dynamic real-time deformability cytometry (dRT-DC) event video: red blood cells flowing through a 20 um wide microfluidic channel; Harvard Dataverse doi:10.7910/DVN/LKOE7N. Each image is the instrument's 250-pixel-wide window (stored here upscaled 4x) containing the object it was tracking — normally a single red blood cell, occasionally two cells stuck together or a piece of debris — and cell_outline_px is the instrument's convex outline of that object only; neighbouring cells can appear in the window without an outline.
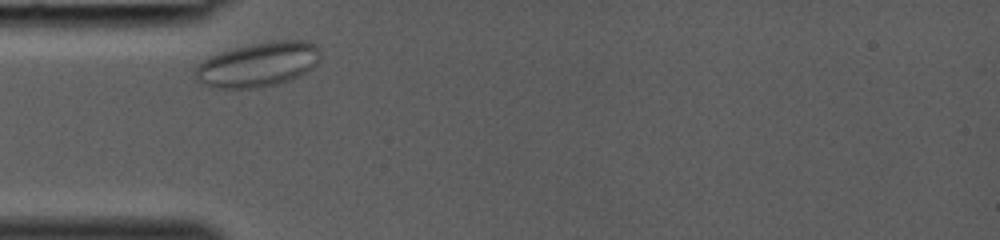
{"species": "common noctule bat (a hibernating species)", "species_latin": "Nyctalus noctula", "temperature_condition": "room temperature", "stored_images_in_passage": 5, "camera_frame_rate_fps": 3000, "um_per_image_px": 0.085, "animal": {"sex": "female", "body_mass_g": 19.0, "forearm_length_mm": 53.3}, "frame": {"image": 1, "passage_image": 1, "time_ms": 0.0, "image_size_px": [1000, 240], "cell_outline_px": [[320, 56], [316, 64], [312, 68], [288, 80], [276, 84], [256, 88], [212, 88], [200, 84], [196, 80], [196, 64], [208, 56], [220, 52], [236, 48], [256, 44], [280, 40], [308, 40], [316, 44], [320, 48]], "centroid_in_image_um": [21.91, 5.49], "position_along_channel_um": 63.1, "area_um2": 32.37}}
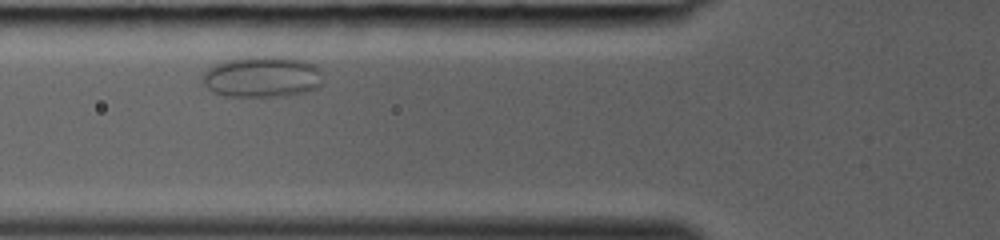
{"frame": {"image": 2, "passage_image": 2, "time_ms": 0.333, "image_size_px": [1000, 240], "cell_outline_px": [[320, 88], [308, 92], [288, 96], [224, 96], [212, 92], [200, 80], [204, 72], [208, 68], [216, 64], [228, 60], [252, 56], [284, 56], [304, 60], [320, 68]], "centroid_in_image_um": [22.29, 6.53], "position_along_channel_um": 103.5, "area_um2": 29.19}}
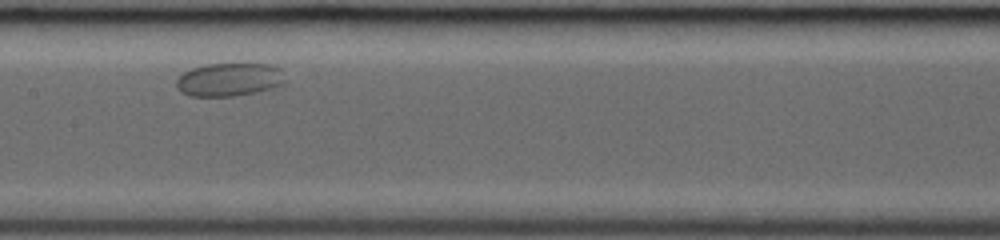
{"frame": {"image": 3, "passage_image": 4, "time_ms": 1.0, "image_size_px": [1000, 240], "cell_outline_px": [[284, 80], [280, 84], [272, 88], [256, 92], [232, 96], [188, 96], [180, 92], [176, 88], [176, 80], [184, 72], [192, 68], [204, 64], [272, 64], [280, 68]], "centroid_in_image_um": [19.43, 6.76], "position_along_channel_um": 188.0, "area_um2": 21.04}}